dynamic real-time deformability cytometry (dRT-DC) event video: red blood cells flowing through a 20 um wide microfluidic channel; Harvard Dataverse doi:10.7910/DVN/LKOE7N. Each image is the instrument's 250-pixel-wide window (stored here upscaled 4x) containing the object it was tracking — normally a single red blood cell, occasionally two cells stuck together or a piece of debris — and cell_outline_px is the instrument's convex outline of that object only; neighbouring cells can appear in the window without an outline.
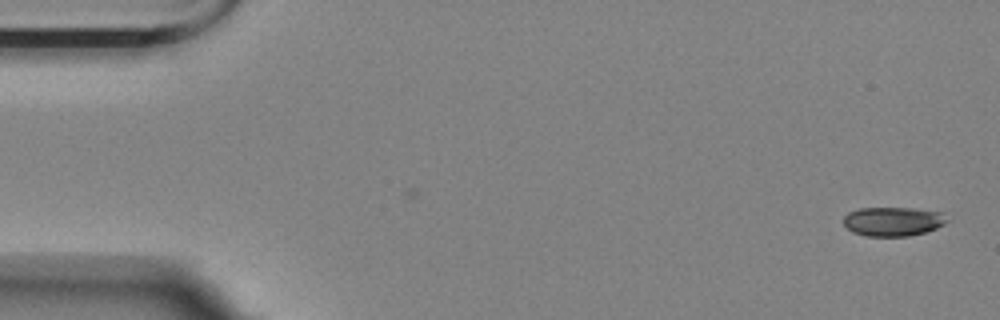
{"species": "Egyptian fruit bat (a non-hibernating species)", "species_latin": "Rousettus aegyptiacus", "temperature_condition": "room temperature", "stored_images_in_passage": 14, "camera_frame_rate_fps": 3000, "um_per_image_px": 0.085, "animal": {"sex": "female"}, "frame": {"image": 1, "passage_image": 1, "time_ms": 0.0, "image_size_px": [1000, 320], "cell_outline_px": [[948, 220], [944, 224], [936, 228], [924, 232], [908, 236], [864, 236], [852, 232], [844, 224], [844, 216], [848, 212], [860, 208], [912, 208], [944, 212]], "centroid_in_image_um": [75.91, 18.82], "position_along_channel_um": 9.1, "area_um2": 17.63}}